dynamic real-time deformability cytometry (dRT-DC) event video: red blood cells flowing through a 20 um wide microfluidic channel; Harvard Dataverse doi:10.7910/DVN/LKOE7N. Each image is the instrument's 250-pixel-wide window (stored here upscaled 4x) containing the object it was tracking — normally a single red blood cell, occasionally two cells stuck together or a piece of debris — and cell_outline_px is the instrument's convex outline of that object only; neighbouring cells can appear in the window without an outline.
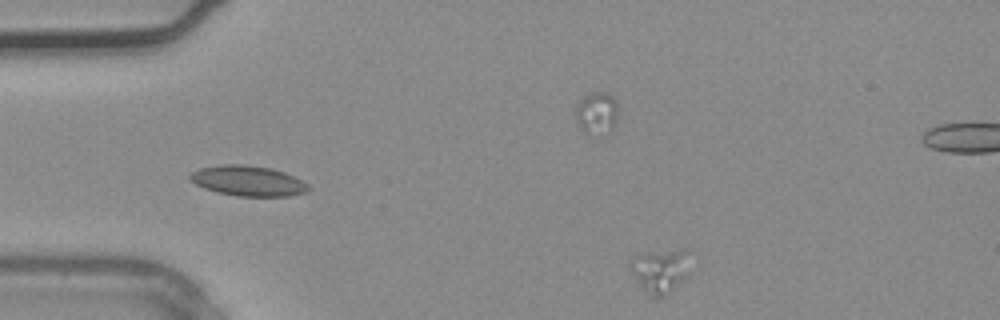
{"species": "common noctule bat (a hibernating species)", "species_latin": "Nyctalus noctula", "temperature_condition": "warm", "stored_images_in_passage": 2, "segment_of_instrument_passage": [2, 2], "camera_frame_rate_fps": 3000, "um_per_image_px": 0.085, "animal": {"sex": "male", "body_mass_g": 20.4}, "frame": {"image": 1, "passage_image": 2, "time_ms": 0.333, "image_size_px": [1000, 320], "cell_outline_px": [[692, 272], [688, 276], [668, 292], [656, 300], [640, 284], [628, 268], [628, 260], [632, 256], [644, 252], [684, 248], [688, 252]], "centroid_in_image_um": [56.14, 22.94], "position_along_channel_um": 28.9, "area_um2": 15.78}}